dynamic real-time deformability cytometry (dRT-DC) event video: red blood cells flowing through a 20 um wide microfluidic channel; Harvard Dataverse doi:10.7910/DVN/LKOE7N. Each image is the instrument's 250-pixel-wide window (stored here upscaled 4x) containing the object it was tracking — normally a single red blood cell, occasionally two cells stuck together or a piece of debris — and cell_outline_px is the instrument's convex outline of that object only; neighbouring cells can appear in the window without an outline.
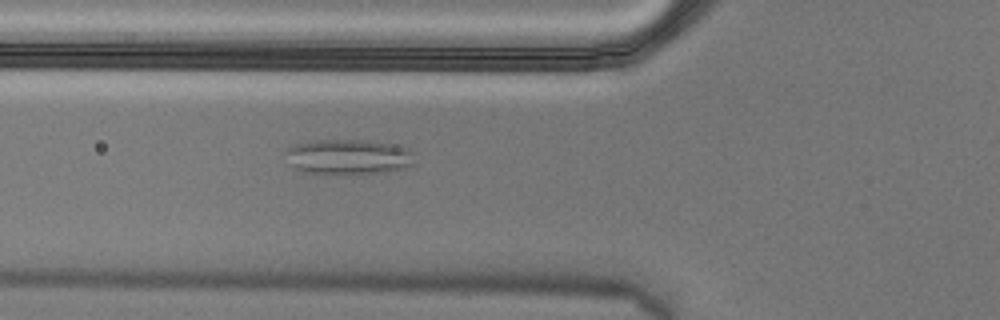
{"species": "Egyptian fruit bat (a non-hibernating species)", "species_latin": "Rousettus aegyptiacus", "temperature_condition": "cold", "stored_images_in_passage": 55, "camera_frame_rate_fps": 3000, "um_per_image_px": 0.085, "animal": {"sex": "male"}, "frame": {"image": 1, "passage_image": 20, "time_ms": 6.333, "image_size_px": [1000, 320], "cell_outline_px": [[412, 164], [404, 168], [388, 172], [300, 172], [292, 164], [284, 152], [292, 144], [312, 140], [372, 140], [392, 144], [408, 148], [412, 152]], "centroid_in_image_um": [29.6, 13.29], "position_along_channel_um": 96.2, "area_um2": 25.95}}
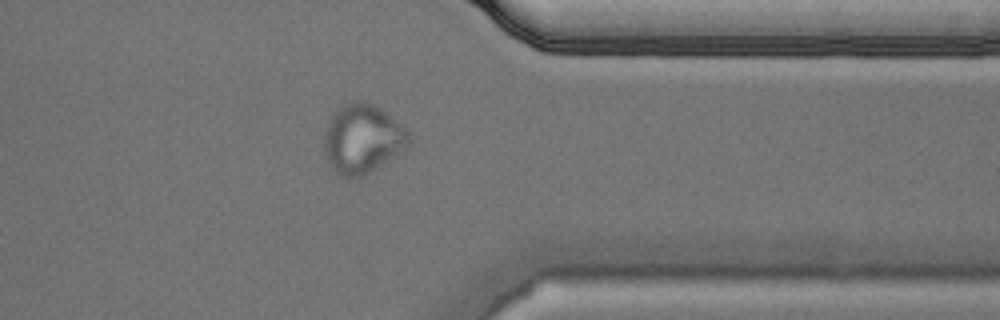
{"frame": {"image": 2, "passage_image": 44, "time_ms": 14.333, "image_size_px": [1000, 320], "cell_outline_px": [[412, 140], [396, 156], [368, 172], [360, 176], [340, 176], [328, 164], [324, 152], [324, 136], [328, 124], [332, 116], [344, 104], [356, 100], [360, 100], [372, 104], [380, 108], [400, 124], [408, 132]], "centroid_in_image_um": [30.8, 11.8], "position_along_channel_um": 380.6, "area_um2": 33.52}}
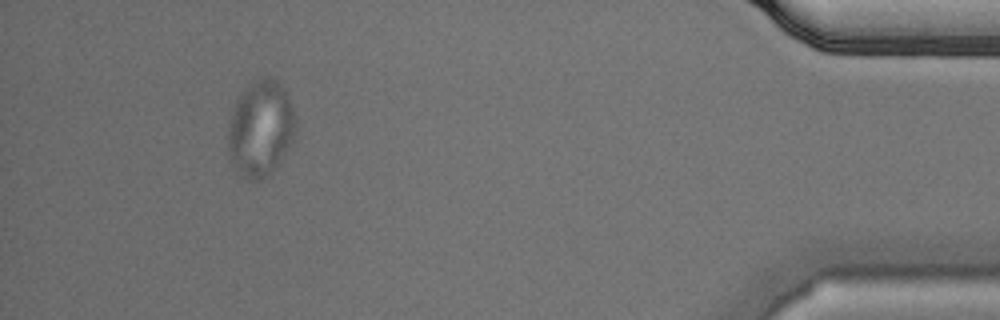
{"frame": {"image": 3, "passage_image": 51, "time_ms": 16.667, "image_size_px": [1000, 320], "cell_outline_px": [[296, 124], [292, 140], [288, 148], [276, 168], [260, 180], [248, 180], [240, 176], [232, 164], [228, 152], [228, 124], [232, 108], [236, 100], [252, 80], [268, 76], [276, 80], [284, 88], [288, 96], [296, 120]], "centroid_in_image_um": [22.12, 10.93], "position_along_channel_um": 413.1, "area_um2": 38.03}}